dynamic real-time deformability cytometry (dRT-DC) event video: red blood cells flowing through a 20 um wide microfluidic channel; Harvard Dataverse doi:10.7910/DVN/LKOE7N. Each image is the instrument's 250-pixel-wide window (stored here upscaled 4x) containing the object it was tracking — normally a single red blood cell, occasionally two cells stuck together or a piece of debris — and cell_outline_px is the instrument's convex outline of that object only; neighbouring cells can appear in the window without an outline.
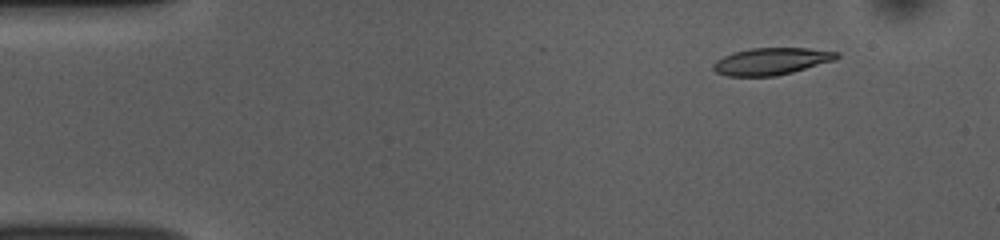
{"species": "common noctule bat (a hibernating species)", "species_latin": "Nyctalus noctula", "temperature_condition": "room temperature", "stored_images_in_passage": 53, "camera_frame_rate_fps": 3000, "um_per_image_px": 0.085, "animal": {"sex": "female", "body_mass_g": 10.0, "forearm_length_mm": 53.1}, "frame": {"image": 1, "passage_image": 6, "time_ms": 1.667, "image_size_px": [1000, 240], "cell_outline_px": [[840, 56], [832, 60], [792, 72], [776, 76], [728, 76], [716, 72], [712, 68], [712, 64], [716, 60], [732, 52], [752, 48], [808, 48], [840, 52]], "centroid_in_image_um": [65.52, 5.2], "position_along_channel_um": 19.5, "area_um2": 19.31}}
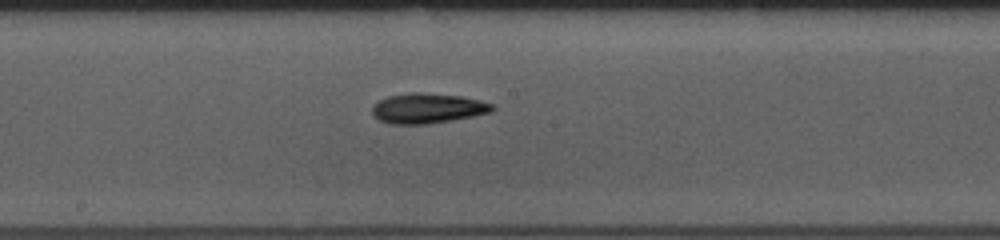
{"frame": {"image": 2, "passage_image": 28, "time_ms": 9.0, "image_size_px": [1000, 240], "cell_outline_px": [[496, 108], [492, 112], [452, 120], [424, 124], [388, 124], [380, 120], [372, 112], [372, 108], [380, 100], [388, 96], [408, 92], [420, 92], [460, 96], [480, 100], [492, 104]], "centroid_in_image_um": [36.36, 9.2], "position_along_channel_um": 211.8, "area_um2": 20.92}}
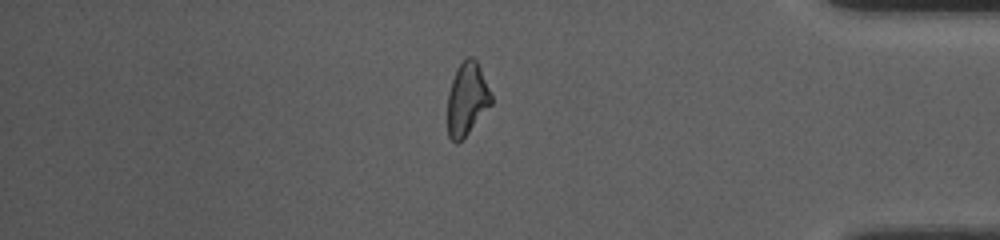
{"frame": {"image": 3, "passage_image": 45, "time_ms": 14.667, "image_size_px": [1000, 240], "cell_outline_px": [[492, 104], [468, 132], [456, 144], [448, 136], [448, 92], [456, 68], [468, 56], [472, 56], [476, 60], [480, 68], [492, 96]], "centroid_in_image_um": [39.69, 8.4], "position_along_channel_um": 395.5, "area_um2": 18.26}, "authors_computed_cell_mechanics": {"area_um2": 19.652, "velocity_mm_per_s": 3.7755, "shape_relaxation_time_tau1_ms": 7.2495, "shape_relaxation_time_tau2_ms": 10.7303, "deformation_change_tau1": 0.1946, "deformation_change_tau2": 0.2292}}